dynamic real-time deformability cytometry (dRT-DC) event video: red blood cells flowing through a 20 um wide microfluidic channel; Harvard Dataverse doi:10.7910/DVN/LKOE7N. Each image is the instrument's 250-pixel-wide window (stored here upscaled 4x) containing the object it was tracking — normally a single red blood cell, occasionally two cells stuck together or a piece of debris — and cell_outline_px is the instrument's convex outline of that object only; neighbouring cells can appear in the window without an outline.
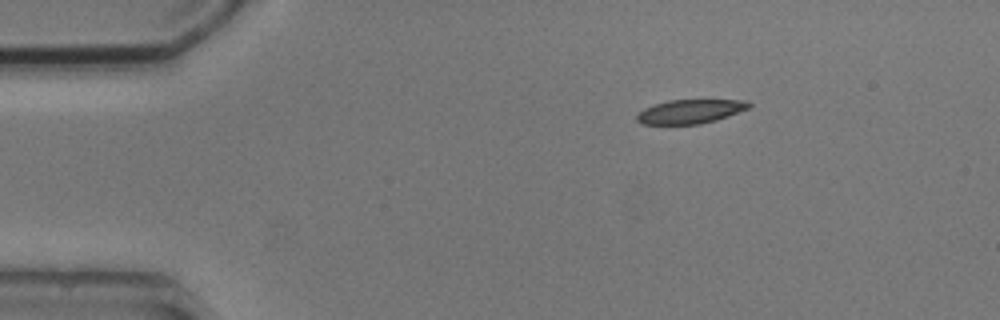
{"species": "common noctule bat (a hibernating species)", "species_latin": "Nyctalus noctula", "temperature_condition": "cold", "stored_images_in_passage": 3, "camera_frame_rate_fps": 3000, "um_per_image_px": 0.085, "animal": {"sex": "male", "body_mass_g": 20.5, "forearm_length_mm": 52.5}, "frame": {"image": 1, "passage_image": 1, "time_ms": 0.0, "image_size_px": [1000, 320], "cell_outline_px": [[752, 104], [748, 108], [728, 116], [716, 120], [700, 124], [640, 124], [636, 120], [636, 116], [644, 108], [652, 104], [668, 100], [748, 100]], "centroid_in_image_um": [58.65, 9.47], "position_along_channel_um": 26.4, "area_um2": 15.72}}